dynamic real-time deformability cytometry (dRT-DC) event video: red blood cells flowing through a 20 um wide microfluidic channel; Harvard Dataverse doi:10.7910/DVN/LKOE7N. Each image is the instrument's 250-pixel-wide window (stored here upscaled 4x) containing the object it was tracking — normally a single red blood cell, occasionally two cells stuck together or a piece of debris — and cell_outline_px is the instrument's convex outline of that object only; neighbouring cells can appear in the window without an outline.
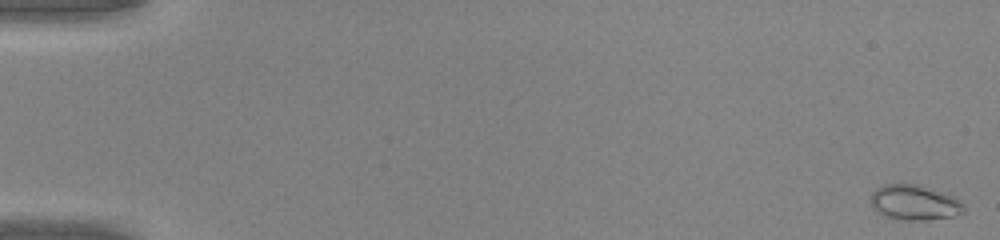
{"species": "common noctule bat (a hibernating species)", "species_latin": "Nyctalus noctula", "temperature_condition": "warm", "stored_images_in_passage": 49, "camera_frame_rate_fps": 3000, "um_per_image_px": 0.085, "animal": {"sex": "male", "body_mass_g": 20.0, "forearm_length_mm": 53.3}, "frame": {"image": 1, "passage_image": 1, "time_ms": 0.0, "image_size_px": [1000, 240], "cell_outline_px": [[964, 212], [956, 216], [924, 220], [908, 220], [884, 216], [872, 208], [872, 192], [876, 188], [884, 184], [920, 184], [952, 196], [964, 204]], "centroid_in_image_um": [77.73, 17.21], "position_along_channel_um": 7.3, "area_um2": 19.02}}
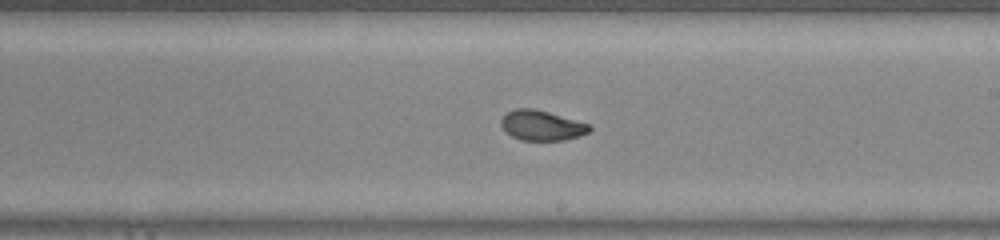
{"frame": {"image": 2, "passage_image": 30, "time_ms": 9.667, "image_size_px": [1000, 240], "cell_outline_px": [[592, 128], [588, 132], [580, 136], [564, 140], [520, 140], [504, 132], [500, 124], [500, 120], [508, 112], [516, 108], [532, 108], [548, 112], [592, 124]], "centroid_in_image_um": [46.05, 10.67], "position_along_channel_um": 243.0, "area_um2": 15.61}}
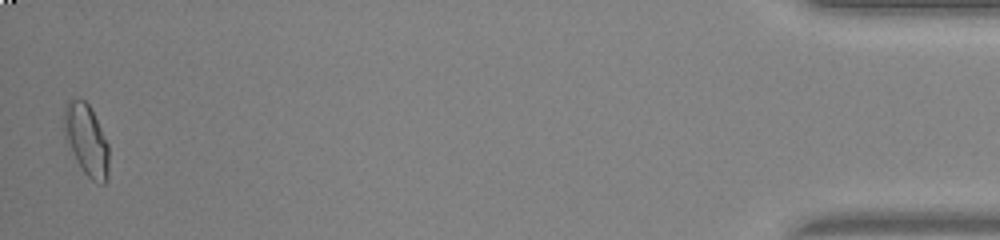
{"frame": {"image": 3, "passage_image": 49, "time_ms": 16.0, "image_size_px": [1000, 240], "cell_outline_px": [[108, 176], [104, 184], [100, 184], [92, 180], [84, 172], [72, 152], [64, 136], [64, 104], [72, 96], [76, 96], [84, 100], [88, 104], [108, 144]], "centroid_in_image_um": [7.32, 11.85], "position_along_channel_um": 427.9, "area_um2": 18.5}, "authors_computed_cell_mechanics": {"area_um2": 16.6464, "velocity_mm_per_s": 4.2718, "shape_relaxation_time_tau1_ms": null, "shape_relaxation_time_tau2_ms": 0.8394, "deformation_change_tau1": null, "deformation_change_tau2": 0.0479}}